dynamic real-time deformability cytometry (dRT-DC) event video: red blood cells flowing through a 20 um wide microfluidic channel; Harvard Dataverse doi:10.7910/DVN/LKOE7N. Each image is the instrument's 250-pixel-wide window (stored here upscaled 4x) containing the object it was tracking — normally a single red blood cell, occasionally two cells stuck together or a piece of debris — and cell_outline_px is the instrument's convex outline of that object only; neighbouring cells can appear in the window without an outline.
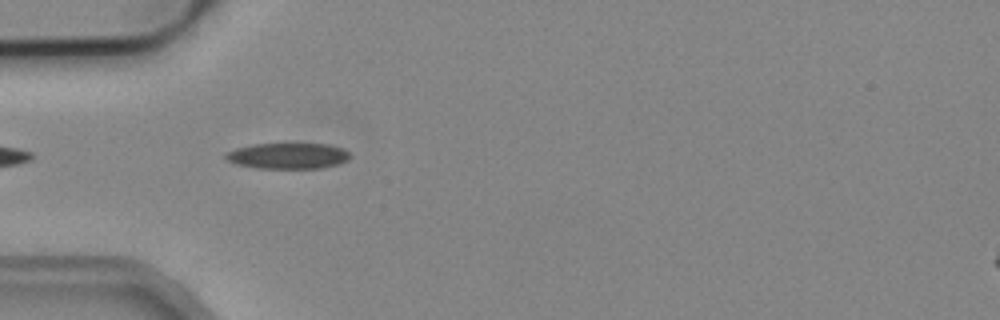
{"species": "common noctule bat (a hibernating species)", "species_latin": "Nyctalus noctula", "temperature_condition": "cold", "stored_images_in_passage": 5, "camera_frame_rate_fps": 3000, "um_per_image_px": 0.085, "animal": {"sex": "male", "body_mass_g": 19.2, "forearm_length_mm": 51.8}, "frame": {"image": 1, "passage_image": 1, "time_ms": 0.0, "image_size_px": [1000, 320], "cell_outline_px": [[352, 156], [348, 160], [336, 164], [320, 168], [256, 168], [236, 164], [228, 160], [224, 156], [224, 152], [236, 148], [252, 144], [288, 140], [328, 144], [344, 148]], "centroid_in_image_um": [24.47, 13.18], "position_along_channel_um": 60.5, "area_um2": 19.88}}
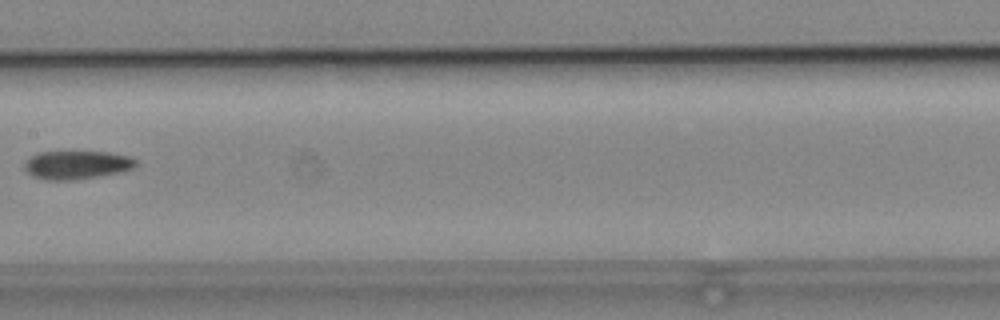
{"frame": {"image": 2, "passage_image": 4, "time_ms": 1.0, "image_size_px": [1000, 320], "cell_outline_px": [[140, 164], [132, 168], [120, 172], [96, 176], [64, 180], [48, 180], [36, 176], [28, 172], [24, 168], [24, 164], [36, 152], [112, 152], [132, 156]], "centroid_in_image_um": [6.59, 13.99], "position_along_channel_um": 200.8, "area_um2": 18.21}}
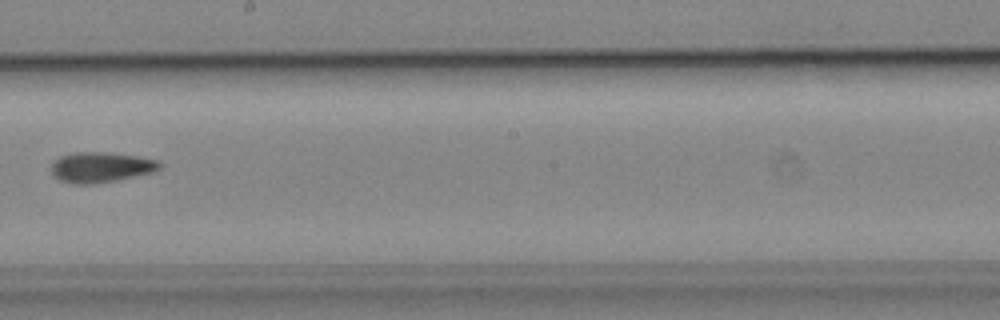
{"frame": {"image": 3, "passage_image": 5, "time_ms": 1.333, "image_size_px": [1000, 320], "cell_outline_px": [[160, 168], [152, 172], [116, 180], [92, 184], [72, 184], [60, 180], [52, 172], [52, 164], [60, 156], [72, 152], [104, 152], [136, 156], [160, 160]], "centroid_in_image_um": [8.57, 14.21], "position_along_channel_um": 239.6, "area_um2": 18.96}}